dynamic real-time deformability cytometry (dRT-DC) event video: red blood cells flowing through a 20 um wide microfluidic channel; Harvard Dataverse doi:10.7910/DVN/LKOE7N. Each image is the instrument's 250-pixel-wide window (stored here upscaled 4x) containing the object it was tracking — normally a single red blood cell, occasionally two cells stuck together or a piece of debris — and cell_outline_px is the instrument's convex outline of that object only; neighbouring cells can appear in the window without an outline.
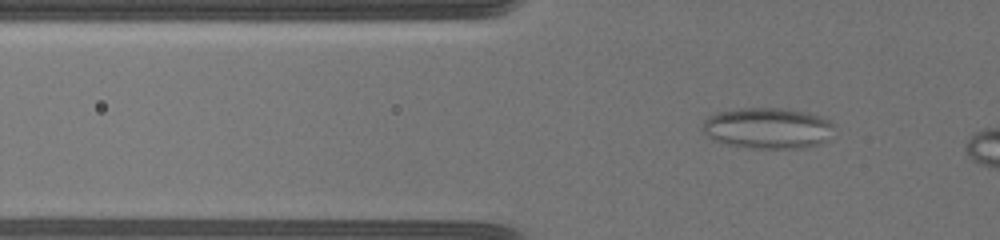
{"species": "common noctule bat (a hibernating species)", "species_latin": "Nyctalus noctula", "temperature_condition": "warm", "stored_images_in_passage": 50, "camera_frame_rate_fps": 3000, "um_per_image_px": 0.085, "animal": {"sex": "female", "body_mass_g": 19.5, "forearm_length_mm": 54.1}, "frame": {"image": 1, "passage_image": 16, "time_ms": 5.0, "image_size_px": [1000, 240], "cell_outline_px": [[832, 124], [824, 140], [812, 144], [780, 148], [768, 148], [736, 144], [720, 140], [712, 136], [704, 128], [704, 124], [712, 116], [720, 112], [752, 108], [772, 108], [800, 112], [816, 116]], "centroid_in_image_um": [65.24, 10.86], "position_along_channel_um": 60.6, "area_um2": 28.44}}
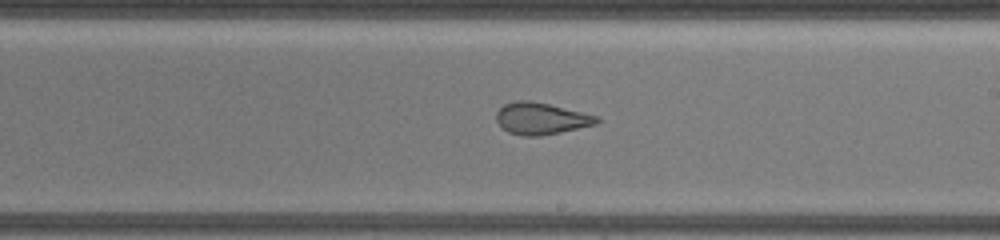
{"frame": {"image": 2, "passage_image": 33, "time_ms": 10.667, "image_size_px": [1000, 240], "cell_outline_px": [[600, 120], [596, 124], [560, 132], [540, 136], [520, 136], [508, 132], [496, 120], [496, 112], [504, 104], [520, 100], [528, 100], [548, 104], [600, 116]], "centroid_in_image_um": [46.0, 10.08], "position_along_channel_um": 243.0, "area_um2": 18.5}}
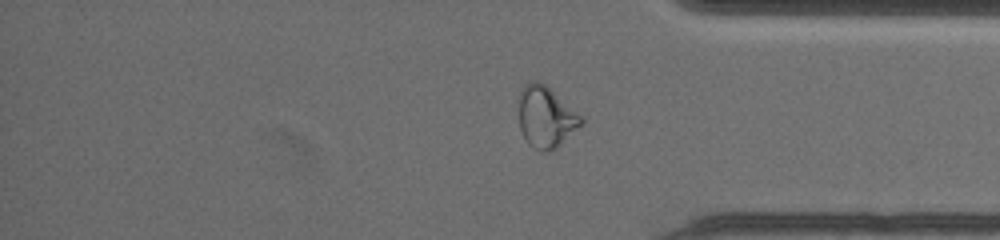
{"frame": {"image": 3, "passage_image": 46, "time_ms": 15.0, "image_size_px": [1000, 240], "cell_outline_px": [[584, 124], [556, 148], [548, 152], [544, 152], [532, 148], [528, 144], [520, 128], [516, 100], [524, 84], [532, 80], [536, 80], [544, 84], [580, 116], [584, 120]], "centroid_in_image_um": [46.34, 9.96], "position_along_channel_um": 388.9, "area_um2": 22.43}}